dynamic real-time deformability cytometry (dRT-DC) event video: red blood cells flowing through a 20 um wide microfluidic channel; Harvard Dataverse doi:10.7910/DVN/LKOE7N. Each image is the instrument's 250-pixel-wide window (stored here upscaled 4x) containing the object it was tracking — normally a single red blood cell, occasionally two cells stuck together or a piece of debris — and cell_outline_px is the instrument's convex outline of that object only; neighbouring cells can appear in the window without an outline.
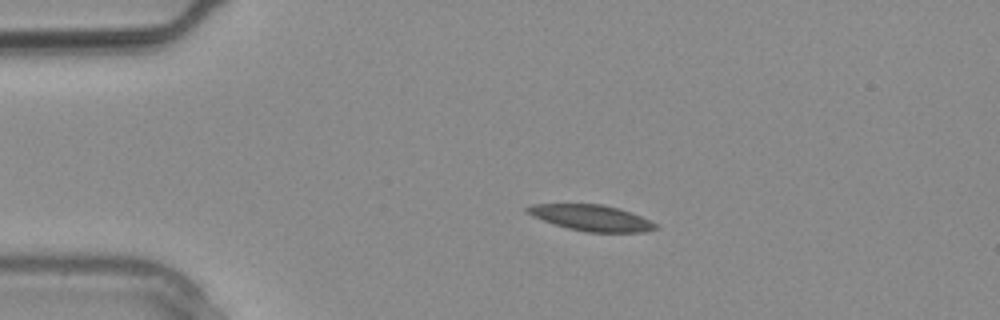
{"species": "common noctule bat (a hibernating species)", "species_latin": "Nyctalus noctula", "temperature_condition": "warm", "stored_images_in_passage": 2, "camera_frame_rate_fps": 3000, "um_per_image_px": 0.085, "animal": {"sex": "male", "body_mass_g": 20.4}, "frame": {"image": 1, "passage_image": 2, "time_ms": 0.333, "image_size_px": [1000, 320], "cell_outline_px": [[660, 228], [644, 232], [588, 232], [568, 228], [532, 216], [524, 208], [532, 204], [604, 204], [620, 208], [632, 212], [656, 224]], "centroid_in_image_um": [50.3, 18.51], "position_along_channel_um": 34.7, "area_um2": 19.31}}